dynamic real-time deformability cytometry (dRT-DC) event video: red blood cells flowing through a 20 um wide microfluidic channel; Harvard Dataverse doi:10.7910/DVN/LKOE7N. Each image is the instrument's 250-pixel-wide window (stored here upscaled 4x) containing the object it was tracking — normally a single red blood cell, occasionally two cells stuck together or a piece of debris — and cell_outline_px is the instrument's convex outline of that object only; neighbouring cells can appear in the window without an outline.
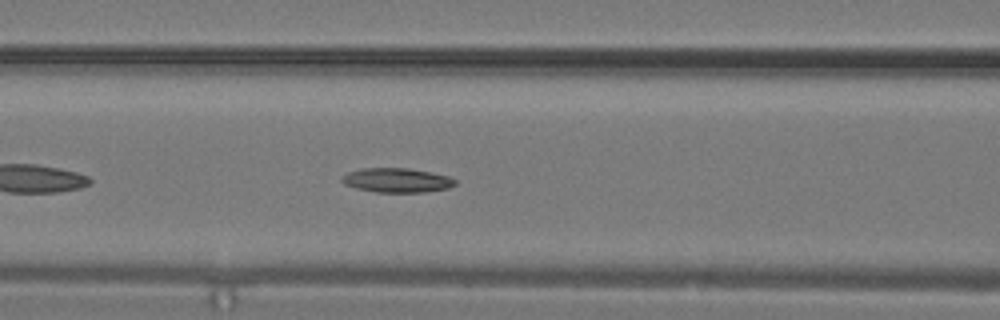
{"species": "common noctule bat (a hibernating species)", "species_latin": "Nyctalus noctula", "temperature_condition": "warm", "stored_images_in_passage": 14, "camera_frame_rate_fps": 3000, "um_per_image_px": 0.085, "animal": {"sex": "male", "body_mass_g": 19.2, "forearm_length_mm": 51.8}, "frame": {"image": 1, "passage_image": 12, "time_ms": 3.667, "image_size_px": [1000, 320], "cell_outline_px": [[456, 184], [448, 188], [424, 192], [376, 192], [356, 188], [344, 184], [340, 180], [340, 176], [348, 172], [364, 168], [408, 168], [448, 176], [456, 180]], "centroid_in_image_um": [33.69, 15.32], "position_along_channel_um": 132.9, "area_um2": 16.01}}
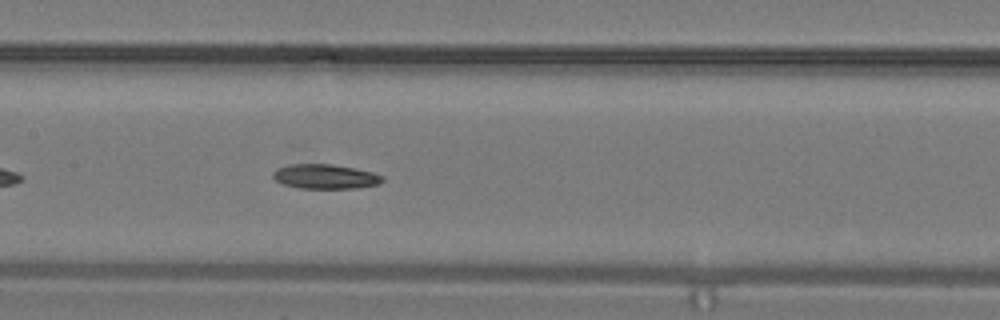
{"frame": {"image": 2, "passage_image": 14, "time_ms": 4.333, "image_size_px": [1000, 320], "cell_outline_px": [[384, 180], [380, 184], [356, 188], [300, 188], [284, 184], [276, 180], [272, 176], [272, 172], [276, 168], [292, 164], [332, 164], [372, 172], [384, 176]], "centroid_in_image_um": [27.65, 15.0], "position_along_channel_um": 179.8, "area_um2": 15.61}}